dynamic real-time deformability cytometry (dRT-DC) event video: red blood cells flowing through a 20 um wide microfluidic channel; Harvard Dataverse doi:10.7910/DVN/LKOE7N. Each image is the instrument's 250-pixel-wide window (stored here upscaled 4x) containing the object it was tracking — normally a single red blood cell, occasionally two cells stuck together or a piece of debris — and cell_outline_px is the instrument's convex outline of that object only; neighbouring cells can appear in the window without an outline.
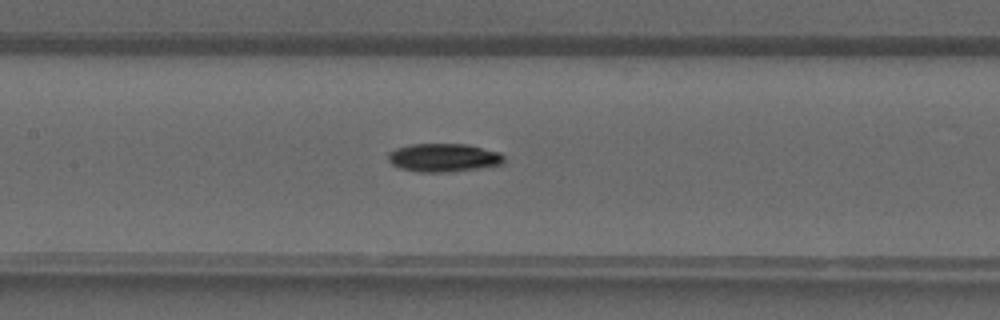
{"species": "common noctule bat (a hibernating species)", "species_latin": "Nyctalus noctula", "temperature_condition": "warm", "stored_images_in_passage": 33, "camera_frame_rate_fps": 3000, "um_per_image_px": 0.085, "animal": {"sex": "male", "forearm_length_mm": 52.5}, "frame": {"image": 1, "passage_image": 11, "time_ms": 3.333, "image_size_px": [1000, 320], "cell_outline_px": [[504, 160], [500, 164], [476, 168], [448, 172], [420, 172], [400, 168], [392, 164], [388, 160], [388, 152], [396, 148], [412, 144], [468, 144], [500, 152], [504, 156]], "centroid_in_image_um": [37.68, 13.39], "position_along_channel_um": 169.7, "area_um2": 19.02}}
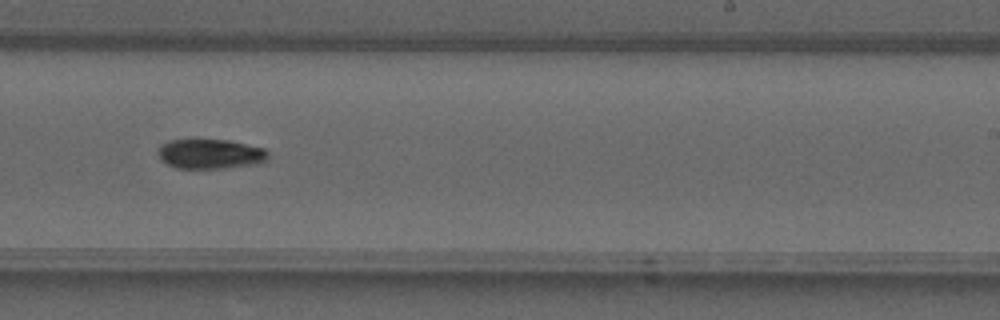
{"frame": {"image": 2, "passage_image": 17, "time_ms": 5.333, "image_size_px": [1000, 320], "cell_outline_px": [[268, 160], [260, 164], [228, 168], [176, 168], [160, 160], [156, 152], [160, 144], [168, 140], [228, 140], [264, 148], [268, 152]], "centroid_in_image_um": [17.87, 13.09], "position_along_channel_um": 271.1, "area_um2": 19.36}}
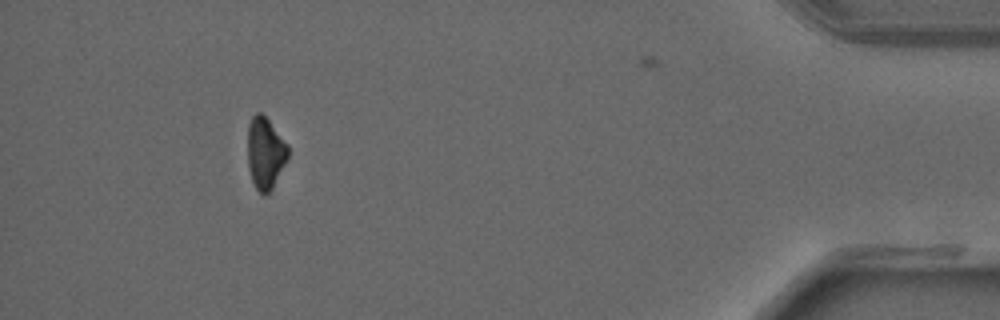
{"frame": {"image": 3, "passage_image": 29, "time_ms": 9.333, "image_size_px": [1000, 320], "cell_outline_px": [[288, 160], [272, 188], [264, 196], [256, 188], [252, 180], [248, 168], [248, 124], [252, 116], [256, 112], [260, 112], [268, 120], [288, 144]], "centroid_in_image_um": [22.55, 13.01], "position_along_channel_um": 412.6, "area_um2": 16.88}}